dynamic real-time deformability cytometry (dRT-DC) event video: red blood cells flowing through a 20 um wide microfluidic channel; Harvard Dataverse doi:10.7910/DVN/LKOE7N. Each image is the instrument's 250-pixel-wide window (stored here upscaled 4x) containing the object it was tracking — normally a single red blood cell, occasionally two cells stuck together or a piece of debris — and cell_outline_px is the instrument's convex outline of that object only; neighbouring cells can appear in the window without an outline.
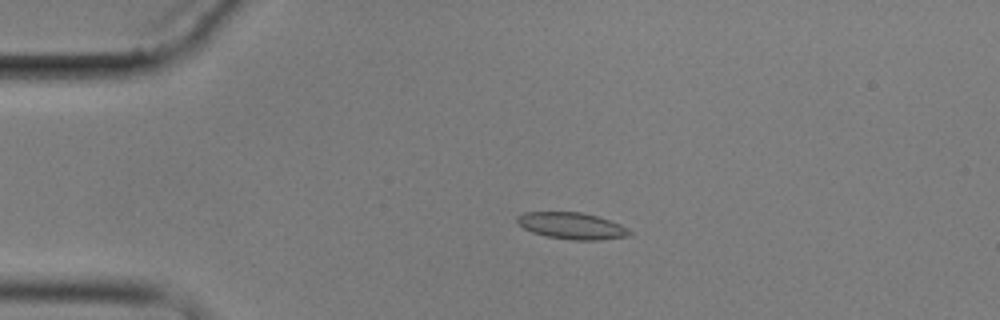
{"species": "common noctule bat (a hibernating species)", "species_latin": "Nyctalus noctula", "temperature_condition": "cold", "stored_images_in_passage": 4, "camera_frame_rate_fps": 3000, "um_per_image_px": 0.085, "animal": {"sex": "male", "body_mass_g": 17.9}, "frame": {"image": 1, "passage_image": 3, "time_ms": 2.333, "image_size_px": [1000, 320], "cell_outline_px": [[632, 232], [628, 236], [600, 240], [572, 240], [548, 236], [532, 232], [516, 224], [516, 216], [524, 212], [580, 212], [596, 216], [620, 224], [628, 228]], "centroid_in_image_um": [48.58, 19.19], "position_along_channel_um": 36.4, "area_um2": 17.4}}